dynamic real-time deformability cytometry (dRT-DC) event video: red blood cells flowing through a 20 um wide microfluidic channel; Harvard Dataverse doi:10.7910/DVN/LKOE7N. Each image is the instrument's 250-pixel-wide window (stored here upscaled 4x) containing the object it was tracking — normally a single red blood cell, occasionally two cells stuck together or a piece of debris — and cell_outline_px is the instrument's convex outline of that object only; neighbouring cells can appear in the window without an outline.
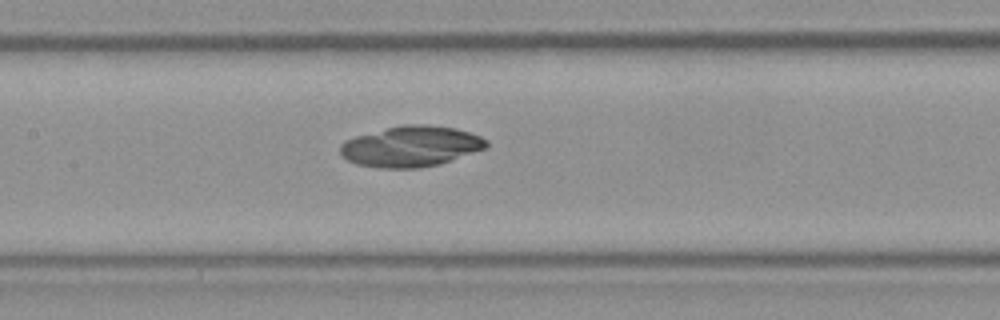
{"species": "Egyptian fruit bat (a non-hibernating species)", "species_latin": "Rousettus aegyptiacus", "temperature_condition": "room temperature", "stored_images_in_passage": 45, "camera_frame_rate_fps": 3000, "um_per_image_px": 0.085, "frame": {"image": 1, "passage_image": 22, "time_ms": 7.0, "image_size_px": [1000, 320], "cell_outline_px": [[488, 144], [484, 148], [440, 164], [420, 168], [380, 168], [356, 164], [340, 156], [340, 144], [356, 136], [404, 124], [428, 124], [456, 128], [480, 136], [488, 140]], "centroid_in_image_um": [34.92, 12.44], "position_along_channel_um": 172.5, "area_um2": 34.51}}
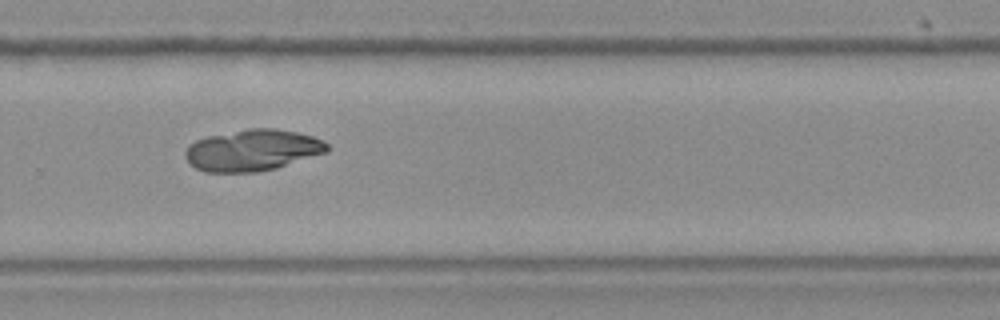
{"frame": {"image": 2, "passage_image": 31, "time_ms": 10.0, "image_size_px": [1000, 320], "cell_outline_px": [[328, 152], [276, 168], [256, 172], [204, 172], [188, 164], [184, 156], [184, 152], [188, 144], [196, 140], [208, 136], [248, 128], [276, 128], [296, 132], [312, 136], [324, 140], [328, 144]], "centroid_in_image_um": [21.44, 12.77], "position_along_channel_um": 308.4, "area_um2": 34.51}}
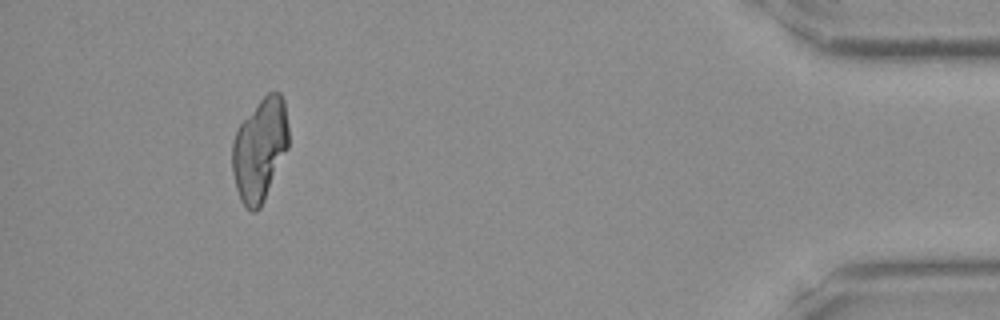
{"frame": {"image": 3, "passage_image": 42, "time_ms": 13.667, "image_size_px": [1000, 320], "cell_outline_px": [[288, 148], [264, 200], [260, 208], [256, 212], [252, 212], [240, 200], [236, 188], [232, 172], [232, 140], [236, 128], [260, 100], [268, 92], [280, 92], [284, 100], [288, 128]], "centroid_in_image_um": [22.07, 12.71], "position_along_channel_um": 413.1, "area_um2": 33.7}}